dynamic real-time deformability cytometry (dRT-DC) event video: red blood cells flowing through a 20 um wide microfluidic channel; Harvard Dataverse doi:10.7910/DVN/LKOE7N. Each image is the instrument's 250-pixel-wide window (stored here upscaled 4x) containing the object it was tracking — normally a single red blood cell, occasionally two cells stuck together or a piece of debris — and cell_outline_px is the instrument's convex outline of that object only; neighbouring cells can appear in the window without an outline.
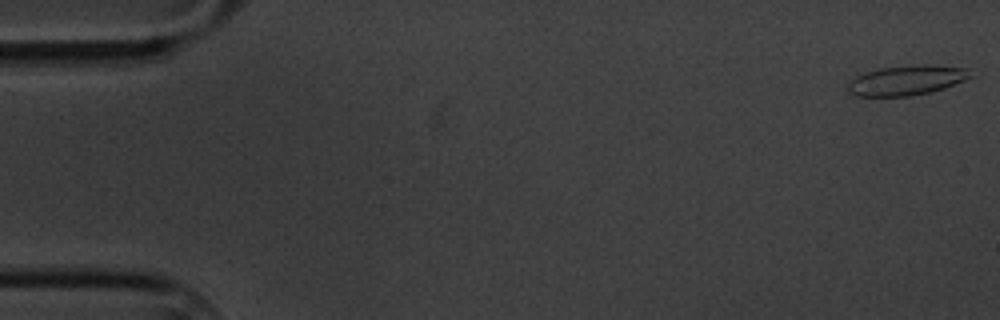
{"species": "common noctule bat (a hibernating species)", "species_latin": "Nyctalus noctula", "temperature_condition": "cold", "stored_images_in_passage": 18, "camera_frame_rate_fps": 3000, "um_per_image_px": 0.085, "animal": {"sex": "male", "body_mass_g": 20.1, "forearm_length_mm": 53.5}, "frame": {"image": 1, "passage_image": 1, "time_ms": 0.0, "image_size_px": [1000, 320], "cell_outline_px": [[972, 76], [964, 80], [944, 88], [912, 96], [856, 96], [848, 92], [848, 84], [856, 76], [880, 68], [924, 64], [968, 68]], "centroid_in_image_um": [77.07, 6.83], "position_along_channel_um": 7.9, "area_um2": 21.04}}